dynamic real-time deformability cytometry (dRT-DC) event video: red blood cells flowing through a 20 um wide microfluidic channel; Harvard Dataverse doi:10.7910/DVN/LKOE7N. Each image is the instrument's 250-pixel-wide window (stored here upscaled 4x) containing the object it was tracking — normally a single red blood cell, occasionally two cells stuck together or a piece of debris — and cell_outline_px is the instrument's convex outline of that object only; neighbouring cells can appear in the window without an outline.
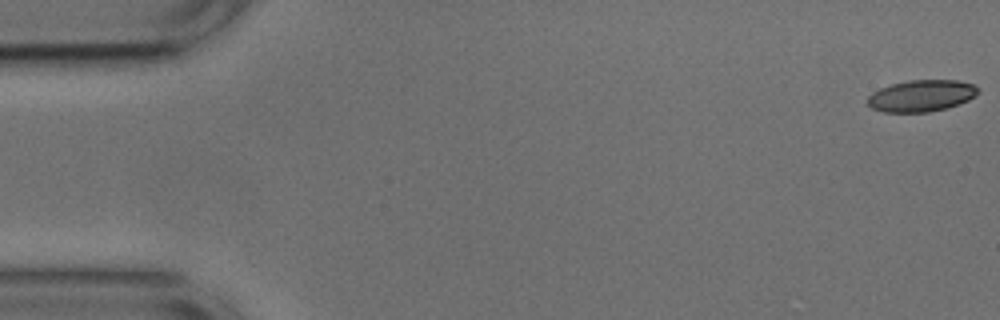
{"species": "common noctule bat (a hibernating species)", "species_latin": "Nyctalus noctula", "temperature_condition": "cold", "stored_images_in_passage": 11, "camera_frame_rate_fps": 3000, "um_per_image_px": 0.085, "animal": {"sex": "male", "body_mass_g": 17.9, "forearm_length_mm": 54.2}, "frame": {"image": 1, "passage_image": 1, "time_ms": 0.0, "image_size_px": [1000, 320], "cell_outline_px": [[980, 92], [976, 96], [968, 100], [944, 108], [928, 112], [884, 112], [872, 108], [868, 104], [868, 96], [872, 92], [880, 88], [892, 84], [908, 80], [960, 80], [972, 84], [980, 88]], "centroid_in_image_um": [78.33, 8.13], "position_along_channel_um": 6.7, "area_um2": 20.35}}